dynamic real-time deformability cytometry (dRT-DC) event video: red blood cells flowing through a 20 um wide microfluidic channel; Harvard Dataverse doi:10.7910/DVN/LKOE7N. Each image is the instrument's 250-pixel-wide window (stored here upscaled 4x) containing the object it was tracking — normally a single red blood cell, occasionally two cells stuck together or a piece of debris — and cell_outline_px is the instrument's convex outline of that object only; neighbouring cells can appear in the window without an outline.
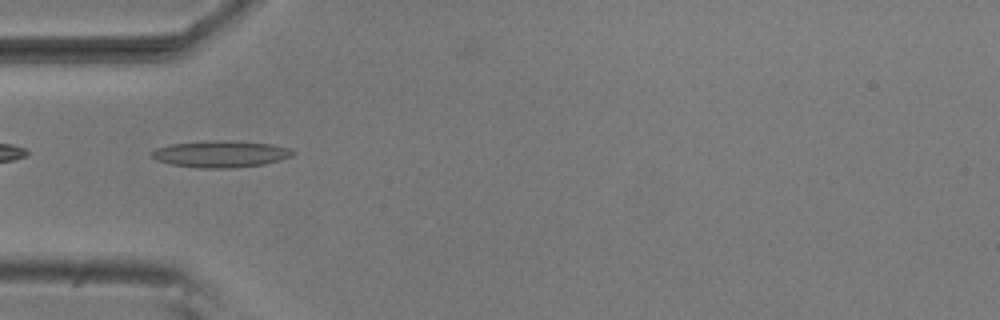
{"species": "common noctule bat (a hibernating species)", "species_latin": "Nyctalus noctula", "temperature_condition": "room temperature", "stored_images_in_passage": 38, "camera_frame_rate_fps": 3000, "um_per_image_px": 0.085, "animal": {"sex": "male", "body_mass_g": 20.5, "forearm_length_mm": 52.5}, "frame": {"image": 1, "passage_image": 1, "time_ms": 0.0, "image_size_px": [1000, 320], "cell_outline_px": [[296, 152], [292, 156], [280, 160], [264, 164], [228, 168], [200, 168], [172, 164], [156, 160], [148, 152], [156, 148], [172, 144], [272, 144], [288, 148]], "centroid_in_image_um": [18.75, 13.16], "position_along_channel_um": 66.3, "area_um2": 20.23}}
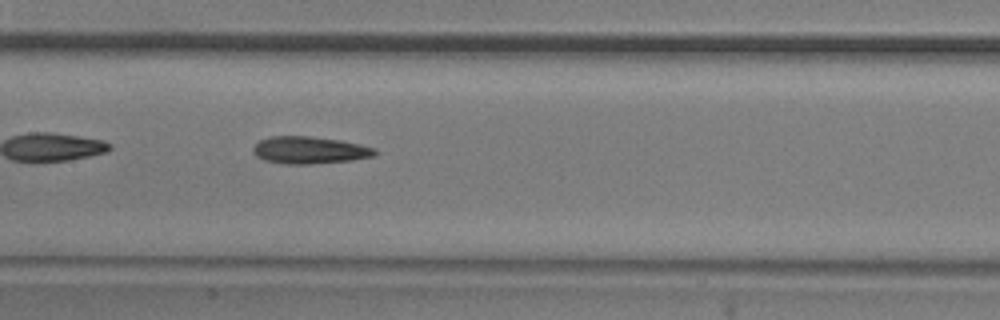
{"frame": {"image": 2, "passage_image": 10, "time_ms": 3.0, "image_size_px": [1000, 320], "cell_outline_px": [[376, 156], [352, 160], [312, 164], [284, 164], [264, 160], [256, 156], [252, 152], [252, 148], [260, 140], [272, 136], [312, 136], [340, 140], [360, 144], [376, 148]], "centroid_in_image_um": [26.32, 12.76], "position_along_channel_um": 181.1, "area_um2": 19.48}}
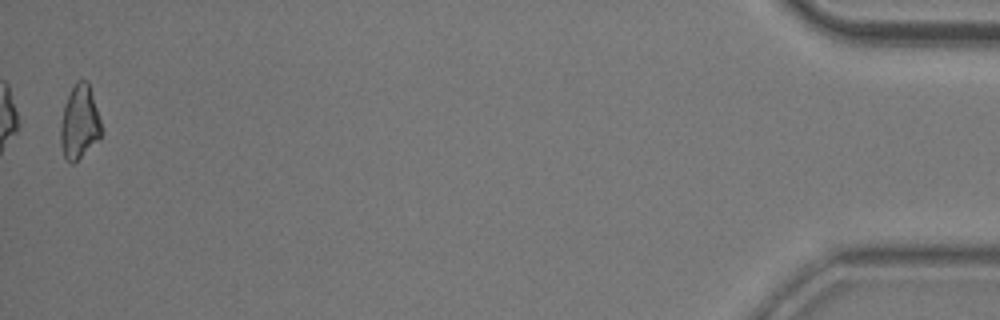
{"frame": {"image": 3, "passage_image": 37, "time_ms": 12.0, "image_size_px": [1000, 320], "cell_outline_px": [[100, 140], [72, 164], [64, 156], [60, 144], [60, 128], [64, 104], [76, 80], [88, 80], [100, 120]], "centroid_in_image_um": [6.74, 10.39], "position_along_channel_um": 428.5, "area_um2": 17.4}, "authors_computed_cell_mechanics": {"area_um2": 18.3804, "velocity_mm_per_s": 3.7916, "shape_relaxation_time_tau1_ms": 10.8838, "shape_relaxation_time_tau2_ms": 6.9132, "deformation_change_tau1": 0.2385, "deformation_change_tau2": 0.1681}}